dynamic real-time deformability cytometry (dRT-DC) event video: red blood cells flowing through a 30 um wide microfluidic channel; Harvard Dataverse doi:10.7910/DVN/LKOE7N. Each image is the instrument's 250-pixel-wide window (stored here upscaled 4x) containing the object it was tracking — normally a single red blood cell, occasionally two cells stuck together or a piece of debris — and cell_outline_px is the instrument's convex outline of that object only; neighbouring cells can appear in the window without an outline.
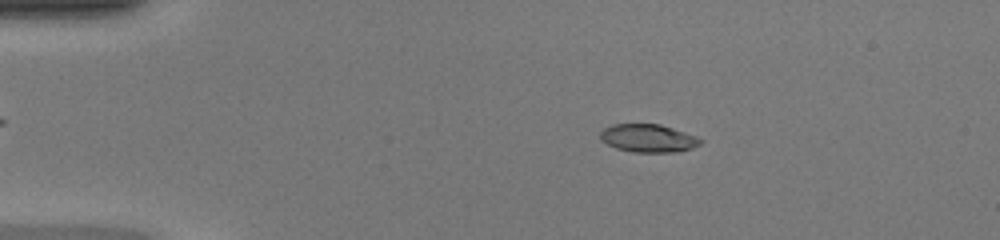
{"species": "common noctule bat (a hibernating species)", "species_latin": "Nyctalus noctula", "temperature_condition": "warm", "stored_images_in_passage": 48, "camera_frame_rate_fps": 3000, "um_per_image_px": 0.085, "animal": {"sex": "female", "body_mass_g": 20.0, "forearm_length_mm": 54.0}, "frame": {"image": 1, "passage_image": 9, "time_ms": 2.667, "image_size_px": [1000, 240], "cell_outline_px": [[704, 140], [700, 144], [692, 148], [680, 152], [632, 152], [616, 148], [600, 140], [600, 132], [604, 128], [612, 124], [660, 124], [696, 136]], "centroid_in_image_um": [55.1, 11.75], "position_along_channel_um": 29.9, "area_um2": 16.42}}
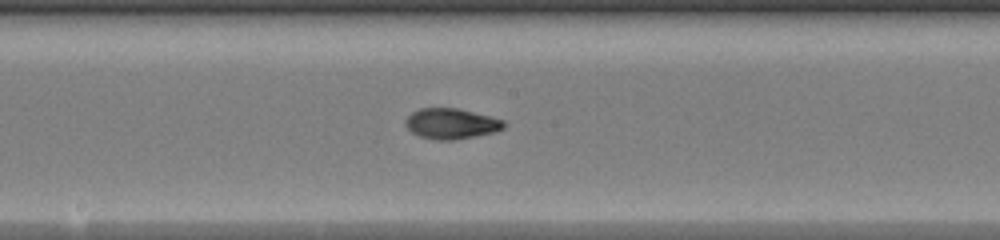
{"frame": {"image": 2, "passage_image": 26, "time_ms": 8.333, "image_size_px": [1000, 240], "cell_outline_px": [[508, 124], [504, 128], [496, 132], [456, 140], [436, 140], [420, 136], [412, 132], [404, 124], [404, 120], [412, 112], [420, 108], [456, 108], [504, 120]], "centroid_in_image_um": [38.37, 10.52], "position_along_channel_um": 209.8, "area_um2": 17.57}}
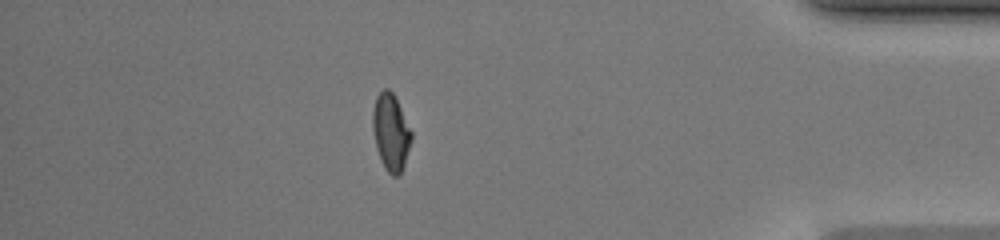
{"frame": {"image": 3, "passage_image": 42, "time_ms": 13.667, "image_size_px": [1000, 240], "cell_outline_px": [[412, 140], [400, 176], [392, 176], [384, 168], [380, 160], [376, 148], [372, 128], [372, 112], [376, 96], [384, 88], [388, 88], [392, 92], [412, 132]], "centroid_in_image_um": [33.2, 11.27], "position_along_channel_um": 402.0, "area_um2": 17.34}, "authors_computed_cell_mechanics": {"area_um2": 16.9354, "velocity_mm_per_s": 4.3197, "shape_relaxation_time_tau1_ms": null, "shape_relaxation_time_tau2_ms": 1.0528, "deformation_change_tau1": null, "deformation_change_tau2": 0.0515}}